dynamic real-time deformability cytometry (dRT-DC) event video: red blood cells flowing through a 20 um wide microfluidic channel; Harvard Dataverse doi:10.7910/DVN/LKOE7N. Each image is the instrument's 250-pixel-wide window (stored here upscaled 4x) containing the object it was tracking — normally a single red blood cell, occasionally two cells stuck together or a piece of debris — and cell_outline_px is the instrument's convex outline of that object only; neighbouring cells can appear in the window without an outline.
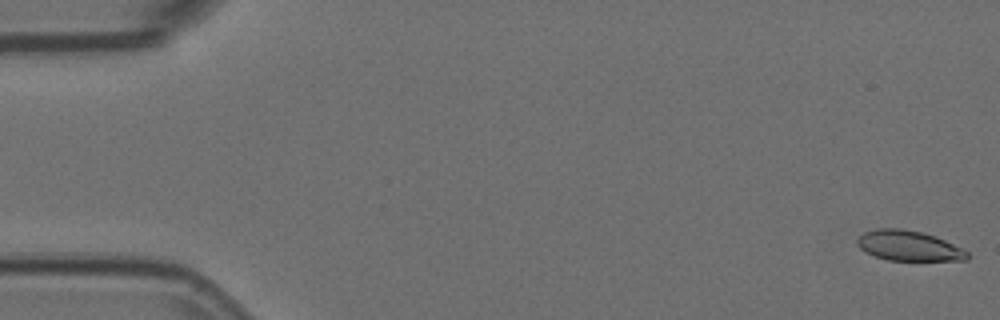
{"species": "Egyptian fruit bat (a non-hibernating species)", "species_latin": "Rousettus aegyptiacus", "temperature_condition": "room temperature", "stored_images_in_passage": 6, "camera_frame_rate_fps": 3000, "um_per_image_px": 0.085, "animal": {"sex": "female"}, "frame": {"image": 1, "passage_image": 1, "time_ms": 0.0, "image_size_px": [1000, 320], "cell_outline_px": [[968, 260], [888, 260], [876, 256], [860, 248], [856, 244], [856, 240], [864, 232], [876, 228], [900, 228], [920, 232], [936, 236], [968, 252]], "centroid_in_image_um": [77.21, 20.88], "position_along_channel_um": 7.8, "area_um2": 19.07}}
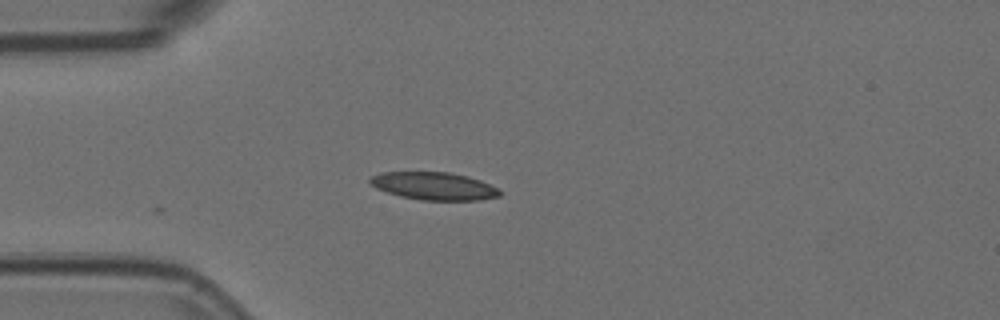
{"frame": {"image": 2, "passage_image": 5, "time_ms": 1.333, "image_size_px": [1000, 320], "cell_outline_px": [[504, 192], [500, 196], [480, 200], [420, 200], [400, 196], [376, 188], [368, 184], [368, 180], [372, 176], [380, 172], [448, 172], [468, 176], [480, 180]], "centroid_in_image_um": [36.87, 15.81], "position_along_channel_um": 48.1, "area_um2": 21.04}}